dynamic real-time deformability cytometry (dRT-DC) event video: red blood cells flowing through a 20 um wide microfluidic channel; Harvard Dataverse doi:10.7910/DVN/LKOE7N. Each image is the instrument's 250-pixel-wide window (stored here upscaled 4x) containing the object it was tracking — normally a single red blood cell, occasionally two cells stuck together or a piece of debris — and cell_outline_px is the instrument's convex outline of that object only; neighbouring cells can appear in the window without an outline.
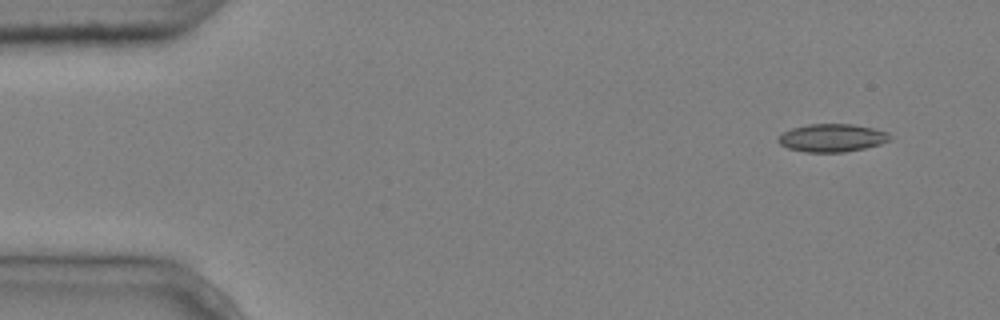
{"species": "common noctule bat (a hibernating species)", "species_latin": "Nyctalus noctula", "temperature_condition": "cold", "stored_images_in_passage": 3, "camera_frame_rate_fps": 3000, "um_per_image_px": 0.085, "animal": {"sex": "male", "body_mass_g": 20.4}, "frame": {"image": 1, "passage_image": 1, "time_ms": 0.0, "image_size_px": [1000, 320], "cell_outline_px": [[892, 140], [880, 144], [864, 148], [844, 152], [804, 152], [788, 148], [780, 144], [776, 140], [784, 132], [792, 128], [808, 124], [852, 124], [872, 128], [888, 132], [892, 136]], "centroid_in_image_um": [70.74, 11.72], "position_along_channel_um": 14.3, "area_um2": 18.21}}